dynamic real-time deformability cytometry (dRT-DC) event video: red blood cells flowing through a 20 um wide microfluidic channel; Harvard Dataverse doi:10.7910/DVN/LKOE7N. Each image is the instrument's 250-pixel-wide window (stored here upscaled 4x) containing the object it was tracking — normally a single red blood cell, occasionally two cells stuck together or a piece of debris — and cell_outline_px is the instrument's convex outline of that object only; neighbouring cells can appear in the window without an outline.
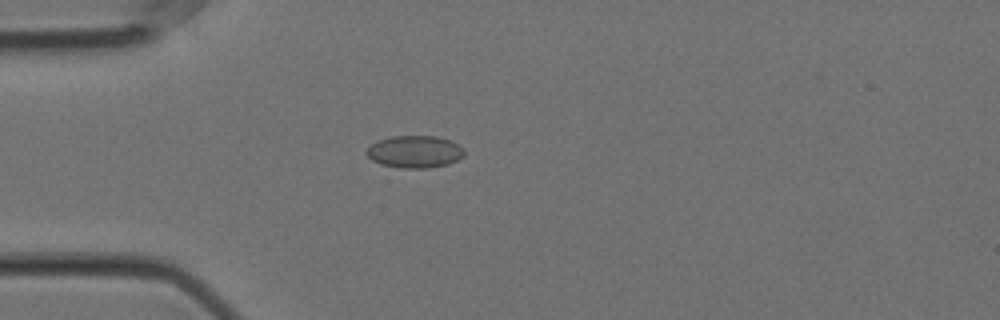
{"species": "Egyptian fruit bat (a non-hibernating species)", "species_latin": "Rousettus aegyptiacus", "temperature_condition": "cold", "stored_images_in_passage": 51, "camera_frame_rate_fps": 3000, "um_per_image_px": 0.085, "animal": {"sex": "female"}, "frame": {"image": 1, "passage_image": 10, "time_ms": 3.0, "image_size_px": [1000, 320], "cell_outline_px": [[464, 156], [448, 164], [424, 168], [400, 168], [380, 164], [372, 160], [364, 152], [376, 140], [392, 136], [436, 136], [448, 140], [464, 148]], "centroid_in_image_um": [35.22, 12.89], "position_along_channel_um": 49.8, "area_um2": 18.32}}
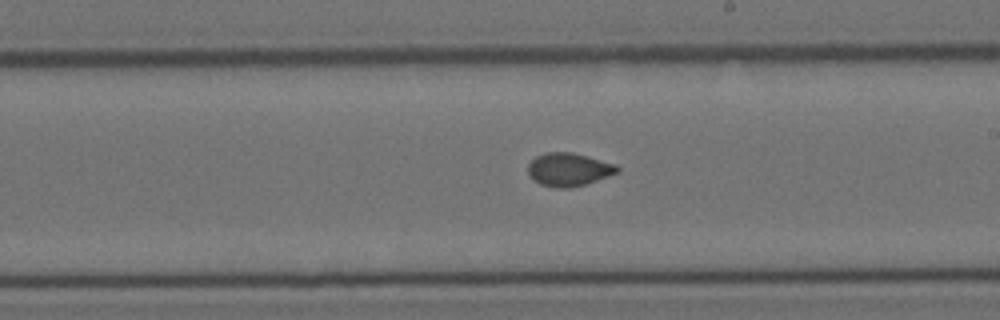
{"frame": {"image": 2, "passage_image": 27, "time_ms": 8.667, "image_size_px": [1000, 320], "cell_outline_px": [[620, 172], [572, 188], [556, 188], [540, 184], [532, 180], [528, 176], [528, 164], [536, 156], [544, 152], [572, 152], [616, 164], [620, 168]], "centroid_in_image_um": [48.32, 14.41], "position_along_channel_um": 240.7, "area_um2": 17.4}}
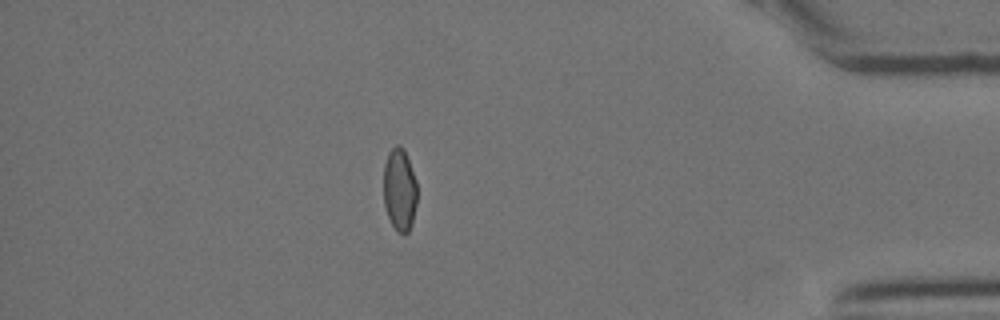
{"frame": {"image": 3, "passage_image": 44, "time_ms": 14.333, "image_size_px": [1000, 320], "cell_outline_px": [[416, 204], [412, 224], [408, 232], [404, 236], [396, 232], [388, 216], [384, 204], [384, 164], [388, 152], [396, 144], [400, 144], [404, 148], [416, 180]], "centroid_in_image_um": [33.96, 16.13], "position_along_channel_um": 401.2, "area_um2": 16.36}, "authors_computed_cell_mechanics": {"area_um2": 17.1666, "velocity_mm_per_s": 3.5612, "shape_relaxation_time_tau1_ms": null, "shape_relaxation_time_tau2_ms": 1.8104, "deformation_change_tau1": null, "deformation_change_tau2": 0.0465}}